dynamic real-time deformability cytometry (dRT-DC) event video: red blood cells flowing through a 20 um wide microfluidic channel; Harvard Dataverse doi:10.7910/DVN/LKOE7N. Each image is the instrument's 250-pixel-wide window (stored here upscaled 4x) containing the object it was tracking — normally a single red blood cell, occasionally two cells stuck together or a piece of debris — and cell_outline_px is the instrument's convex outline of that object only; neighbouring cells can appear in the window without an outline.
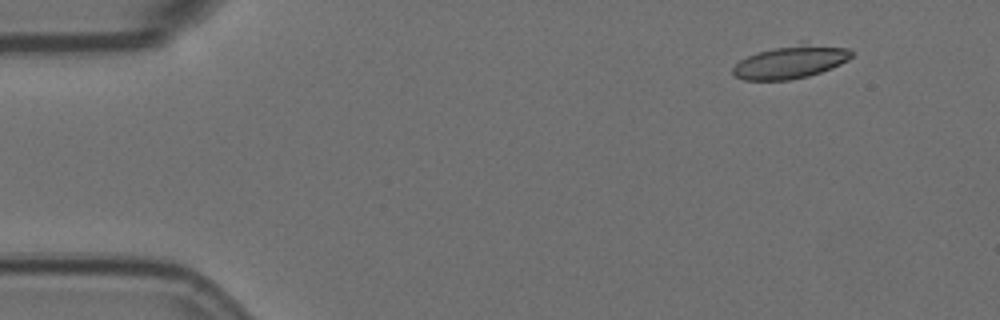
{"species": "Egyptian fruit bat (a non-hibernating species)", "species_latin": "Rousettus aegyptiacus", "temperature_condition": "room temperature", "stored_images_in_passage": 6, "camera_frame_rate_fps": 3000, "um_per_image_px": 0.085, "animal": {"sex": "female"}, "frame": {"image": 1, "passage_image": 2, "time_ms": 0.333, "image_size_px": [1000, 320], "cell_outline_px": [[852, 56], [848, 60], [832, 68], [808, 76], [788, 80], [744, 80], [736, 76], [732, 72], [732, 68], [740, 60], [756, 52], [800, 40], [804, 40], [848, 48], [852, 52]], "centroid_in_image_um": [67.24, 5.21], "position_along_channel_um": 17.8, "area_um2": 23.52}}